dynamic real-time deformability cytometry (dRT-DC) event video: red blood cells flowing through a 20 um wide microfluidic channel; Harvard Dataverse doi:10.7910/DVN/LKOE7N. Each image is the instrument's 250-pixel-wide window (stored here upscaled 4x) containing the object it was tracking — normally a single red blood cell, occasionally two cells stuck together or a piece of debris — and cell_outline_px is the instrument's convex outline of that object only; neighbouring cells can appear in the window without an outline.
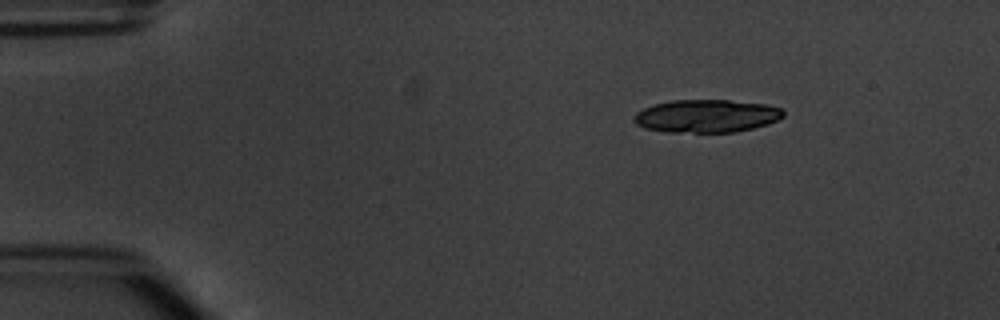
{"species": "common noctule bat (a hibernating species)", "species_latin": "Nyctalus noctula", "temperature_condition": "warm", "stored_images_in_passage": 7, "camera_frame_rate_fps": 3000, "um_per_image_px": 0.085, "animal": {"sex": "male", "body_mass_g": 20.1, "forearm_length_mm": 53.5}, "frame": {"image": 1, "passage_image": 1, "time_ms": 0.0, "image_size_px": [1000, 320], "cell_outline_px": [[784, 116], [780, 120], [768, 124], [736, 132], [668, 132], [644, 128], [636, 124], [632, 120], [636, 112], [652, 104], [672, 100], [728, 100], [768, 104], [780, 108], [784, 112]], "centroid_in_image_um": [60.05, 9.86], "position_along_channel_um": 24.9, "area_um2": 28.9}}
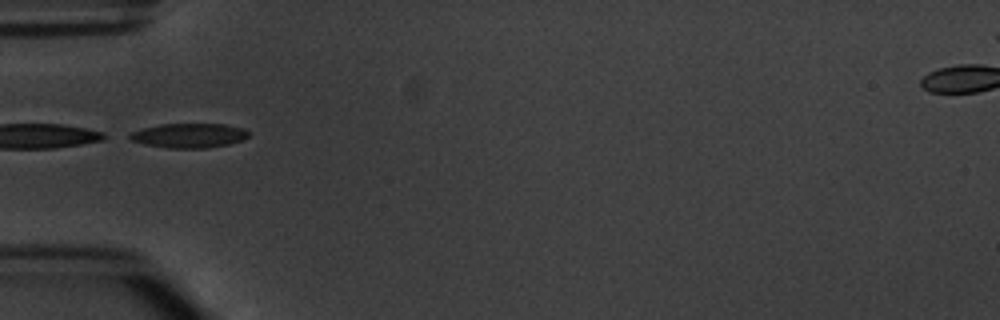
{"frame": {"image": 2, "passage_image": 3, "time_ms": 3.333, "image_size_px": [1000, 320], "cell_outline_px": [[252, 132], [244, 140], [228, 144], [208, 148], [168, 148], [144, 144], [132, 140], [128, 136], [132, 132], [144, 128], [160, 124], [224, 124], [244, 128]], "centroid_in_image_um": [16.13, 11.52], "position_along_channel_um": 68.9, "area_um2": 16.99}}
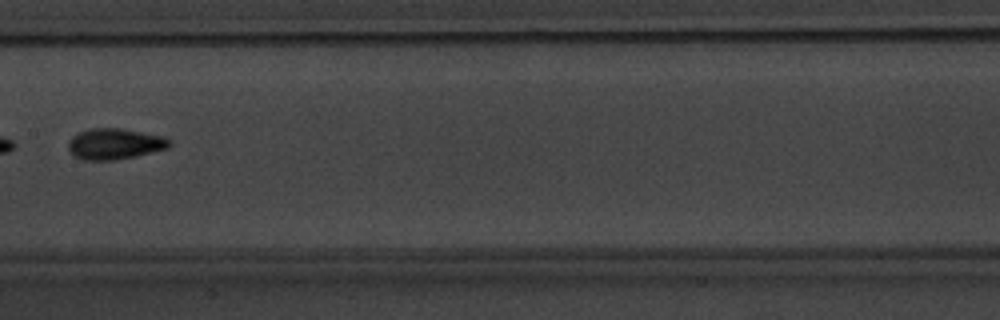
{"frame": {"image": 3, "passage_image": 6, "time_ms": 6.667, "image_size_px": [1000, 320], "cell_outline_px": [[172, 144], [168, 148], [136, 156], [112, 160], [84, 160], [72, 156], [68, 148], [68, 140], [72, 136], [88, 128], [120, 128], [164, 136], [172, 140]], "centroid_in_image_um": [9.74, 12.23], "position_along_channel_um": 197.7, "area_um2": 18.44}}